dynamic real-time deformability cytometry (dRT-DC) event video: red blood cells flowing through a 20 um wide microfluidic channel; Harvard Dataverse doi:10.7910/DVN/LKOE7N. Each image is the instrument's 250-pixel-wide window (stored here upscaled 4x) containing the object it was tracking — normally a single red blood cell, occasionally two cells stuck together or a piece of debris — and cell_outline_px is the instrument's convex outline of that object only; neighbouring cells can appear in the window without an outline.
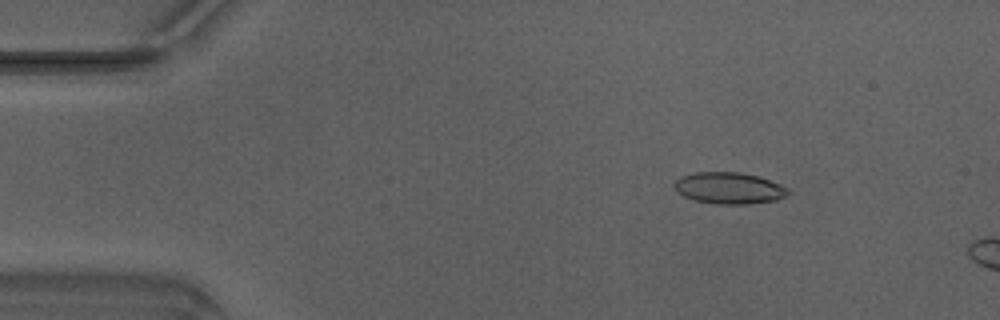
{"species": "Egyptian fruit bat (a non-hibernating species)", "species_latin": "Rousettus aegyptiacus", "temperature_condition": "warm", "stored_images_in_passage": 7, "camera_frame_rate_fps": 3000, "um_per_image_px": 0.085, "animal": {"sex": "male"}, "frame": {"image": 1, "passage_image": 3, "time_ms": 0.667, "image_size_px": [1000, 320], "cell_outline_px": [[792, 192], [776, 200], [748, 204], [716, 204], [692, 200], [676, 192], [672, 184], [680, 176], [696, 172], [740, 172], [756, 176], [780, 184], [788, 188]], "centroid_in_image_um": [61.93, 15.99], "position_along_channel_um": 23.1, "area_um2": 21.04}}